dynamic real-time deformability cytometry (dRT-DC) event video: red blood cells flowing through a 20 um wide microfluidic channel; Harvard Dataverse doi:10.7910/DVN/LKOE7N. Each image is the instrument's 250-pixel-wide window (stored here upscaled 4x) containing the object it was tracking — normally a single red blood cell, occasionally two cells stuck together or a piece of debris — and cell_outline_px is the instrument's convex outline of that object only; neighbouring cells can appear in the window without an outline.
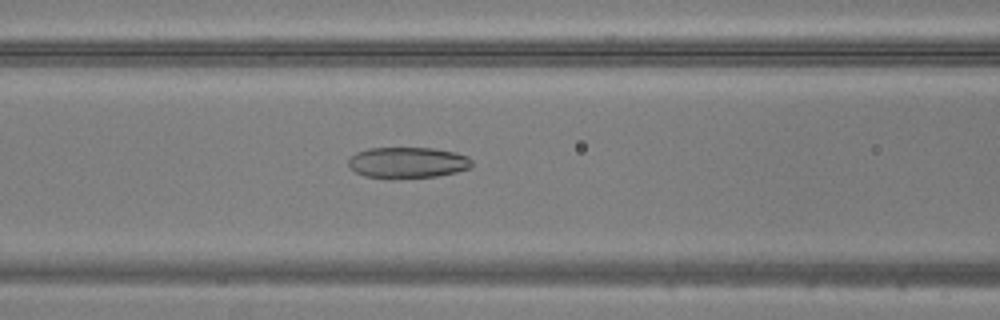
{"species": "common noctule bat (a hibernating species)", "species_latin": "Nyctalus noctula", "temperature_condition": "warm", "stored_images_in_passage": 25, "camera_frame_rate_fps": 3000, "um_per_image_px": 0.085, "animal": {"sex": "male", "body_mass_g": 20.5, "forearm_length_mm": 52.5}, "frame": {"image": 1, "passage_image": 5, "time_ms": 1.333, "image_size_px": [1000, 320], "cell_outline_px": [[472, 168], [456, 172], [436, 176], [392, 180], [364, 176], [348, 168], [348, 160], [356, 152], [368, 148], [432, 148], [456, 152], [468, 156], [472, 160]], "centroid_in_image_um": [34.63, 13.84], "position_along_channel_um": 132.0, "area_um2": 22.89}}
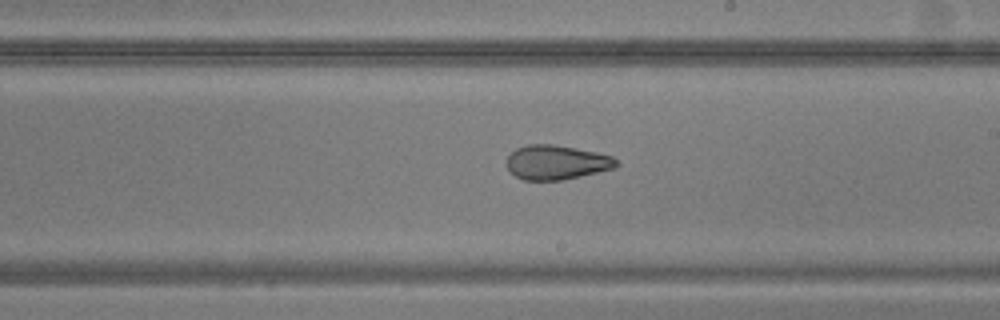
{"frame": {"image": 2, "passage_image": 13, "time_ms": 4.0, "image_size_px": [1000, 320], "cell_outline_px": [[620, 164], [616, 168], [580, 176], [560, 180], [524, 180], [516, 176], [504, 164], [508, 156], [516, 148], [528, 144], [552, 144], [596, 152], [612, 156]], "centroid_in_image_um": [47.29, 13.8], "position_along_channel_um": 241.7, "area_um2": 21.96}}
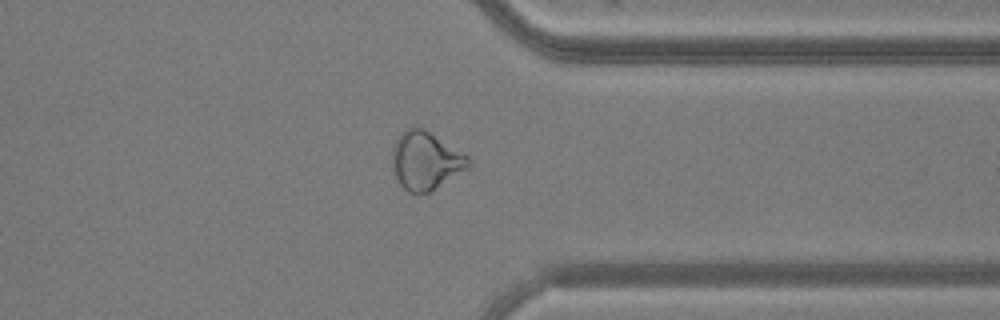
{"frame": {"image": 3, "passage_image": 23, "time_ms": 7.333, "image_size_px": [1000, 320], "cell_outline_px": [[472, 164], [468, 168], [432, 192], [416, 196], [408, 192], [400, 184], [392, 168], [392, 148], [396, 140], [404, 128], [424, 128], [468, 156]], "centroid_in_image_um": [36.17, 13.7], "position_along_channel_um": 375.2, "area_um2": 26.13}}